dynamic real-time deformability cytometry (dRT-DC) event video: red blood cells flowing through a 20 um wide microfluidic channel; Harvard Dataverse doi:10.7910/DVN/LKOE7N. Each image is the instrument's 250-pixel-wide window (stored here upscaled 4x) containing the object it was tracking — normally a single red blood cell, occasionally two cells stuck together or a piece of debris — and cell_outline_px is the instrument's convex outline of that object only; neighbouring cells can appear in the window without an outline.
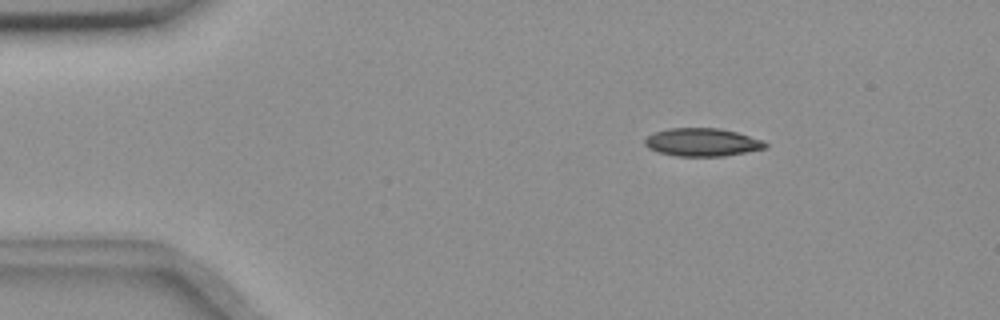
{"species": "common noctule bat (a hibernating species)", "species_latin": "Nyctalus noctula", "temperature_condition": "room temperature", "stored_images_in_passage": 6, "camera_frame_rate_fps": 3000, "um_per_image_px": 0.085, "animal": {"sex": "female", "body_mass_g": 18.4}, "frame": {"image": 1, "passage_image": 1, "time_ms": 0.0, "image_size_px": [1000, 320], "cell_outline_px": [[768, 148], [724, 156], [676, 156], [656, 152], [648, 148], [644, 144], [644, 140], [648, 136], [656, 132], [668, 128], [720, 128], [736, 132], [764, 140], [768, 144]], "centroid_in_image_um": [59.7, 12.09], "position_along_channel_um": 25.3, "area_um2": 19.83}}